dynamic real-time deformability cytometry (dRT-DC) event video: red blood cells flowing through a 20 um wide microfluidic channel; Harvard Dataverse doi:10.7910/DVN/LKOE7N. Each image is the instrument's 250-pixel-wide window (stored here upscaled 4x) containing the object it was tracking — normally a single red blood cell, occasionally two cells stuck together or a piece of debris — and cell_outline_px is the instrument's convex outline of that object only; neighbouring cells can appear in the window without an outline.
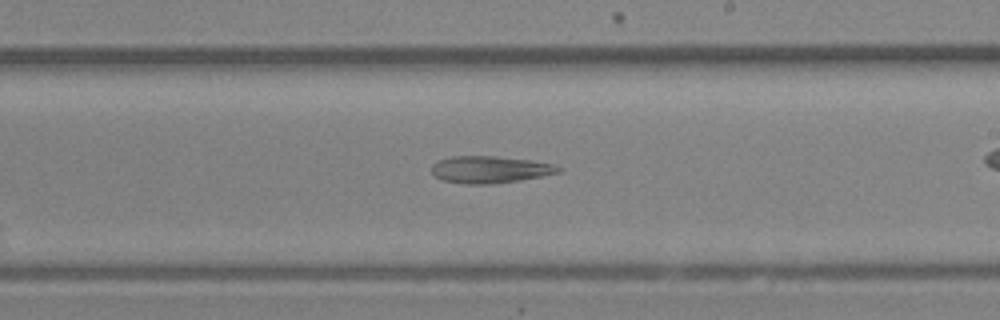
{"species": "Egyptian fruit bat (a non-hibernating species)", "species_latin": "Rousettus aegyptiacus", "temperature_condition": "room temperature", "stored_images_in_passage": 25, "camera_frame_rate_fps": 3000, "um_per_image_px": 0.085, "animal": {"sex": "female"}, "frame": {"image": 1, "passage_image": 18, "time_ms": 5.667, "image_size_px": [1000, 320], "cell_outline_px": [[564, 168], [560, 172], [520, 180], [492, 184], [464, 184], [444, 180], [436, 176], [432, 172], [432, 164], [436, 160], [452, 156], [496, 156], [532, 160], [556, 164]], "centroid_in_image_um": [41.67, 14.4], "position_along_channel_um": 247.3, "area_um2": 20.11}}
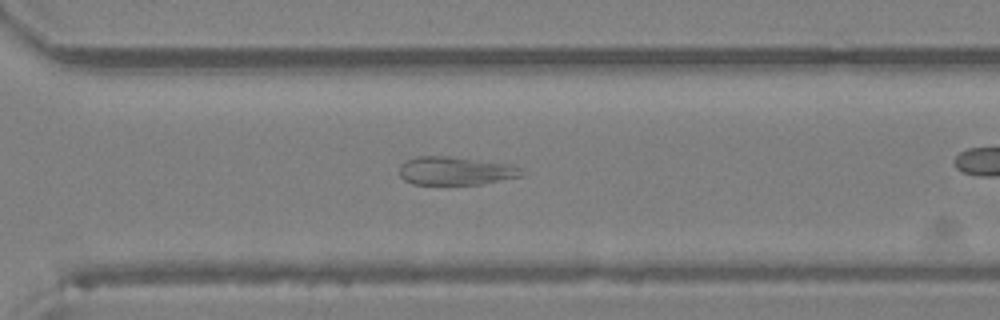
{"frame": {"image": 2, "passage_image": 22, "time_ms": 7.0, "image_size_px": [1000, 320], "cell_outline_px": [[520, 176], [480, 184], [412, 184], [404, 180], [400, 176], [400, 164], [404, 160], [420, 156], [444, 156], [516, 164]], "centroid_in_image_um": [38.65, 14.51], "position_along_channel_um": 332.0, "area_um2": 19.94}}